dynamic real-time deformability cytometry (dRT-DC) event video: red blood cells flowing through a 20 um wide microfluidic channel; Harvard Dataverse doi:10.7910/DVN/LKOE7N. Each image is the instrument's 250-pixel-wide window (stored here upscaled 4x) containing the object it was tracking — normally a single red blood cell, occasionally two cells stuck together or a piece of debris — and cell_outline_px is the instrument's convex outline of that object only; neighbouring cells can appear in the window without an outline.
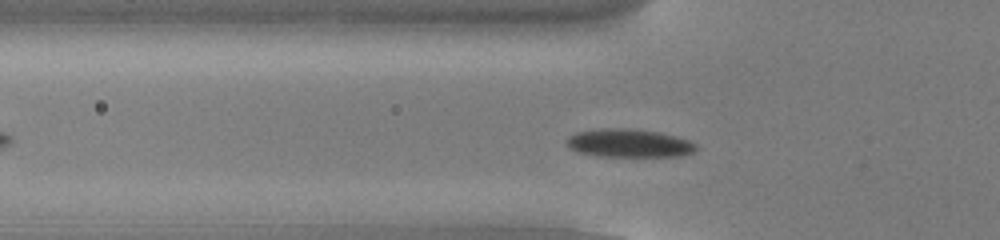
{"species": "common noctule bat (a hibernating species)", "species_latin": "Nyctalus noctula", "temperature_condition": "cold", "stored_images_in_passage": 39, "camera_frame_rate_fps": 3000, "um_per_image_px": 0.085, "animal": {"sex": "male", "body_mass_g": 13.0, "forearm_length_mm": 53.1}, "frame": {"image": 1, "passage_image": 11, "time_ms": 3.333, "image_size_px": [1000, 240], "cell_outline_px": [[700, 148], [692, 152], [680, 156], [596, 156], [580, 152], [572, 148], [564, 140], [568, 136], [576, 132], [600, 128], [636, 128], [660, 132], [676, 136], [688, 140], [696, 144]], "centroid_in_image_um": [53.48, 12.15], "position_along_channel_um": 72.3, "area_um2": 21.5}}
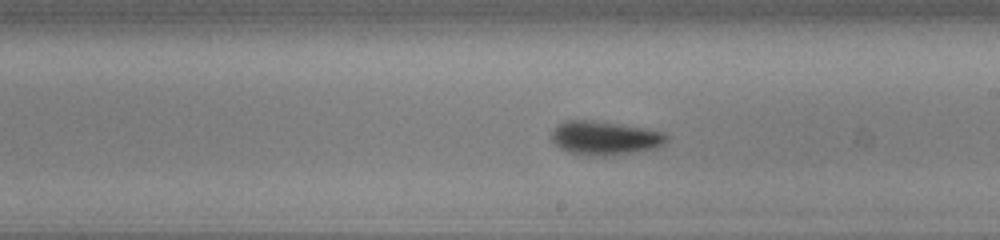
{"frame": {"image": 2, "passage_image": 24, "time_ms": 7.667, "image_size_px": [1000, 240], "cell_outline_px": [[672, 136], [660, 148], [636, 152], [604, 156], [596, 156], [568, 152], [560, 148], [552, 140], [552, 132], [564, 120], [592, 120], [620, 124], [644, 128], [664, 132]], "centroid_in_image_um": [51.49, 11.73], "position_along_channel_um": 237.5, "area_um2": 22.83}}
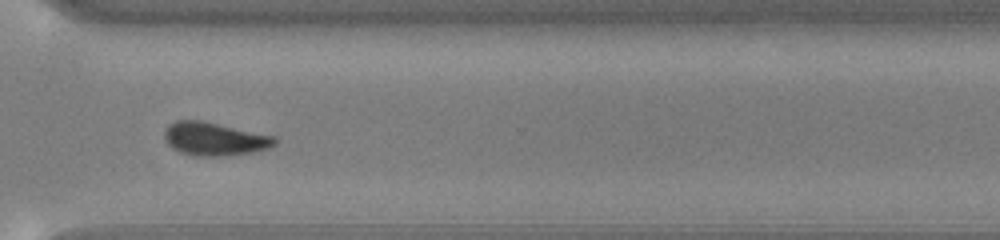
{"frame": {"image": 3, "passage_image": 33, "time_ms": 10.667, "image_size_px": [1000, 240], "cell_outline_px": [[276, 144], [268, 148], [252, 152], [224, 156], [196, 156], [180, 152], [172, 148], [164, 140], [164, 132], [176, 120], [200, 120], [276, 136]], "centroid_in_image_um": [18.24, 11.81], "position_along_channel_um": 352.4, "area_um2": 21.27}, "authors_computed_cell_mechanics": {"area_um2": 21.5016, "velocity_mm_per_s": 3.8302, "shape_relaxation_time_tau1_ms": 2.2509, "shape_relaxation_time_tau2_ms": 3.0122, "deformation_change_tau1": 0.0959, "deformation_change_tau2": 0.057}}